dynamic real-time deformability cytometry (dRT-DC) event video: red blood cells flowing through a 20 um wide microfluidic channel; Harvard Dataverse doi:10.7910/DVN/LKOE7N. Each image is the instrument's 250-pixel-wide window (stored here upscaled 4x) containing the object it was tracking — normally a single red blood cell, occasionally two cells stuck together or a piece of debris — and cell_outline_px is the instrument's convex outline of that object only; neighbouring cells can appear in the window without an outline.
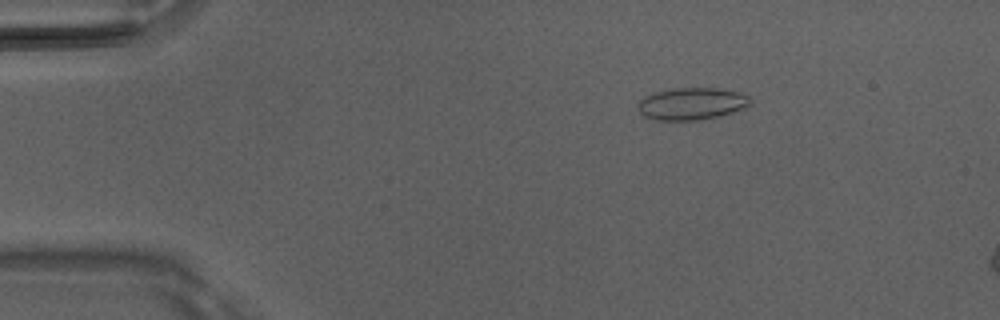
{"species": "Egyptian fruit bat (a non-hibernating species)", "species_latin": "Rousettus aegyptiacus", "temperature_condition": "room temperature", "stored_images_in_passage": 5, "camera_frame_rate_fps": 3000, "um_per_image_px": 0.085, "animal": {"sex": "male"}, "frame": {"image": 1, "passage_image": 3, "time_ms": 0.667, "image_size_px": [1000, 320], "cell_outline_px": [[752, 104], [744, 108], [720, 116], [700, 120], [652, 120], [644, 116], [640, 112], [636, 104], [644, 96], [656, 92], [672, 88], [716, 88], [736, 92], [748, 96], [752, 100]], "centroid_in_image_um": [58.77, 8.82], "position_along_channel_um": 26.2, "area_um2": 21.15}}